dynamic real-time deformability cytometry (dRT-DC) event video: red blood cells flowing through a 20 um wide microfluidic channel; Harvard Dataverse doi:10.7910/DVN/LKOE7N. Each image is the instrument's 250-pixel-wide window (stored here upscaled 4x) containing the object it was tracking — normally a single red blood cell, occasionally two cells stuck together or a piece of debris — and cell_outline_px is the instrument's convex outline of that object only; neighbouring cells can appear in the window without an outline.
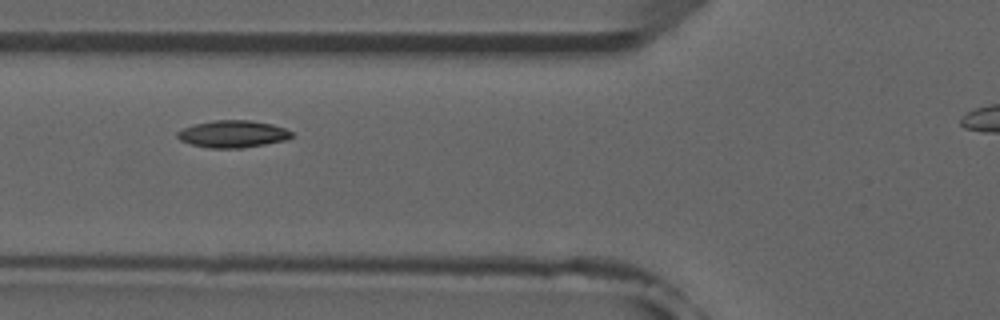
{"species": "common noctule bat (a hibernating species)", "species_latin": "Nyctalus noctula", "temperature_condition": "room temperature", "stored_images_in_passage": 5, "camera_frame_rate_fps": 3000, "um_per_image_px": 0.085, "animal": {"sex": "male", "forearm_length_mm": 52.5}, "frame": {"image": 1, "passage_image": 3, "time_ms": 2.333, "image_size_px": [1000, 320], "cell_outline_px": [[292, 136], [284, 140], [264, 144], [240, 148], [208, 148], [192, 144], [180, 140], [176, 136], [176, 132], [184, 128], [196, 124], [212, 120], [248, 120], [272, 124], [284, 128], [292, 132]], "centroid_in_image_um": [19.76, 11.38], "position_along_channel_um": 106.0, "area_um2": 17.86}}
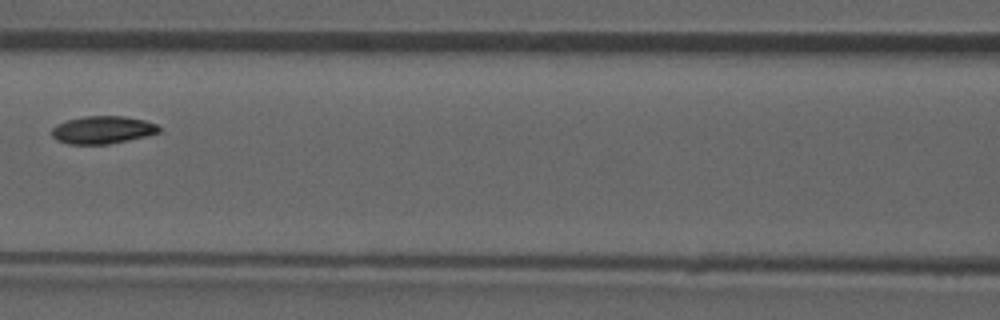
{"frame": {"image": 2, "passage_image": 4, "time_ms": 3.667, "image_size_px": [1000, 320], "cell_outline_px": [[160, 132], [148, 136], [108, 144], [68, 144], [56, 140], [52, 136], [52, 128], [56, 124], [68, 120], [84, 116], [124, 116], [144, 120], [156, 124], [160, 128]], "centroid_in_image_um": [8.72, 11.04], "position_along_channel_um": 157.9, "area_um2": 17.34}}